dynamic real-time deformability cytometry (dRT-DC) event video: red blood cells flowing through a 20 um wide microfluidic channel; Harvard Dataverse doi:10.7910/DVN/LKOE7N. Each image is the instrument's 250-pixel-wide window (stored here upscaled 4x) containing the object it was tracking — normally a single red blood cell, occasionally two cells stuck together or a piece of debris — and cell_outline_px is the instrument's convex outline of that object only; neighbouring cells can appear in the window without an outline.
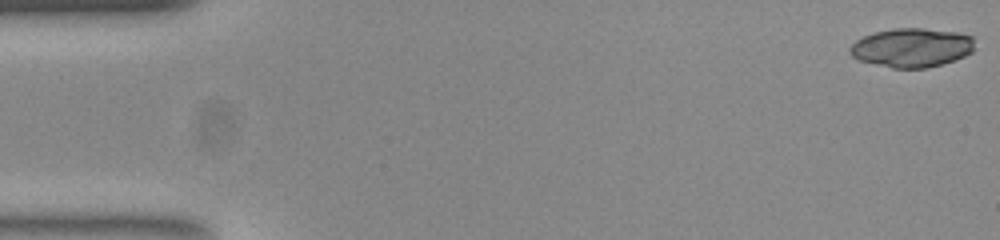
{"species": "common noctule bat (a hibernating species)", "species_latin": "Nyctalus noctula", "temperature_condition": "room temperature", "stored_images_in_passage": 14, "camera_frame_rate_fps": 3000, "um_per_image_px": 0.085, "animal": {"sex": "female", "body_mass_g": 23.0, "forearm_length_mm": 53.4}, "frame": {"image": 1, "passage_image": 1, "time_ms": 0.0, "image_size_px": [1000, 240], "cell_outline_px": [[976, 48], [972, 52], [964, 56], [928, 68], [892, 68], [856, 60], [848, 52], [848, 48], [856, 40], [872, 32], [892, 28], [924, 28], [956, 32], [972, 36]], "centroid_in_image_um": [77.46, 4.04], "position_along_channel_um": 7.5, "area_um2": 28.67}}
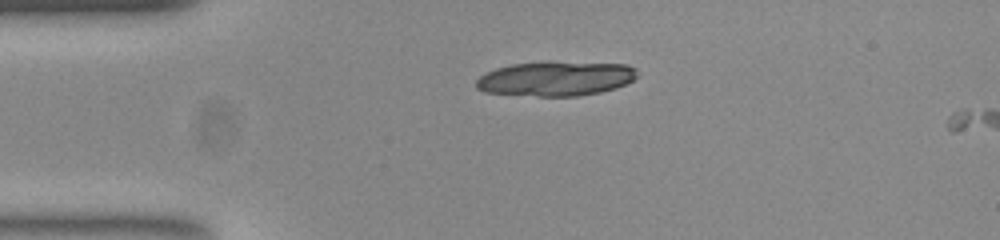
{"frame": {"image": 2, "passage_image": 12, "time_ms": 3.667, "image_size_px": [1000, 240], "cell_outline_px": [[636, 76], [632, 80], [616, 88], [600, 92], [576, 96], [536, 96], [484, 92], [476, 88], [476, 80], [480, 76], [496, 68], [512, 64], [544, 60], [548, 60], [628, 64], [636, 68]], "centroid_in_image_um": [47.24, 6.65], "position_along_channel_um": 37.8, "area_um2": 33.0}}